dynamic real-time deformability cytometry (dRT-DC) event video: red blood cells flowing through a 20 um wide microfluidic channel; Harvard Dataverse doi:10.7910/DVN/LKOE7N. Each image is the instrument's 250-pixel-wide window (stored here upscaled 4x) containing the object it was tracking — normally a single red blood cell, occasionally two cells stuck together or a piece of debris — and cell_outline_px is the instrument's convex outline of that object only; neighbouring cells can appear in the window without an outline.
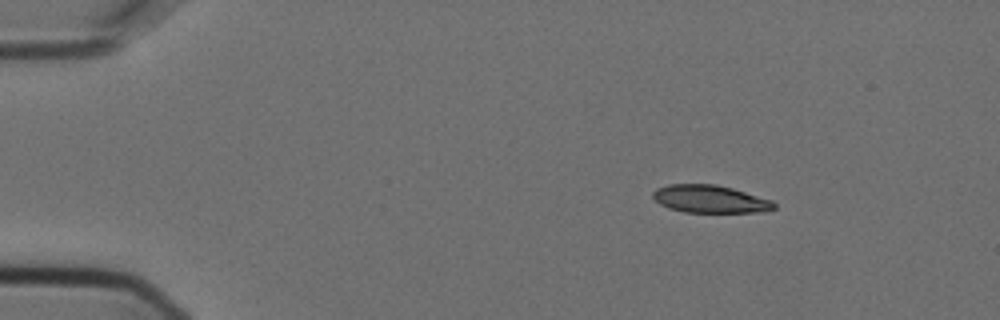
{"species": "Egyptian fruit bat (a non-hibernating species)", "species_latin": "Rousettus aegyptiacus", "temperature_condition": "cold", "stored_images_in_passage": 8, "camera_frame_rate_fps": 3000, "um_per_image_px": 0.085, "animal": {"sex": "female"}, "frame": {"image": 1, "passage_image": 1, "time_ms": 0.0, "image_size_px": [1000, 320], "cell_outline_px": [[776, 208], [764, 212], [684, 212], [668, 208], [660, 204], [652, 196], [652, 192], [656, 188], [668, 184], [716, 184], [732, 188], [772, 200], [776, 204]], "centroid_in_image_um": [60.35, 16.91], "position_along_channel_um": 24.6, "area_um2": 19.65}}
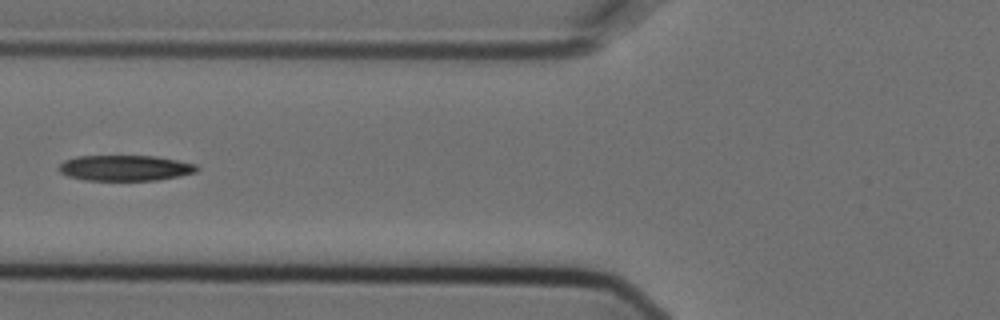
{"frame": {"image": 2, "passage_image": 5, "time_ms": 1.333, "image_size_px": [1000, 320], "cell_outline_px": [[200, 168], [196, 172], [180, 176], [156, 180], [84, 180], [68, 176], [60, 172], [56, 168], [64, 160], [76, 156], [156, 156], [196, 164]], "centroid_in_image_um": [10.62, 14.27], "position_along_channel_um": 115.2, "area_um2": 20.69}}
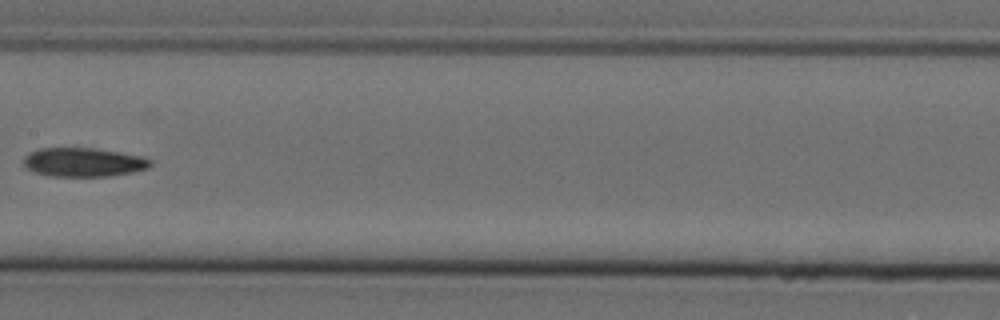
{"frame": {"image": 3, "passage_image": 7, "time_ms": 2.0, "image_size_px": [1000, 320], "cell_outline_px": [[152, 164], [148, 168], [132, 172], [108, 176], [48, 176], [36, 172], [28, 168], [24, 164], [24, 156], [28, 152], [40, 148], [96, 148], [120, 152], [140, 156], [152, 160]], "centroid_in_image_um": [7.09, 13.78], "position_along_channel_um": 200.3, "area_um2": 21.33}}